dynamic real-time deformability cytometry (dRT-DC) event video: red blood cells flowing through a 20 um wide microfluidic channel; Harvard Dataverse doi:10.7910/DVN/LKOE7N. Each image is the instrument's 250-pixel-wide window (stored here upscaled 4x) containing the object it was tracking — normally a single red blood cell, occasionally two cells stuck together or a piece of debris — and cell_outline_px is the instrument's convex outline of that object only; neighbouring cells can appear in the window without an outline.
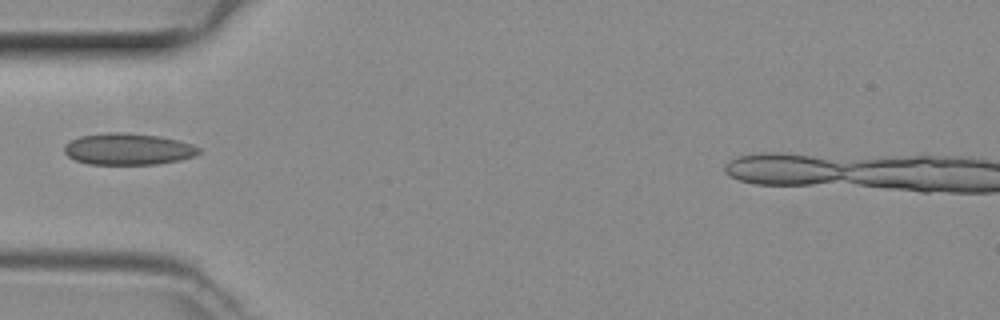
{"species": "common noctule bat (a hibernating species)", "species_latin": "Nyctalus noctula", "temperature_condition": "room temperature", "stored_images_in_passage": 28, "camera_frame_rate_fps": 3000, "um_per_image_px": 0.085, "animal": {"sex": "female", "body_mass_g": 29.2, "forearm_length_mm": 56.3}, "frame": {"image": 1, "passage_image": 1, "time_ms": 0.0, "image_size_px": [1000, 320], "cell_outline_px": [[200, 152], [196, 156], [180, 160], [156, 164], [88, 164], [76, 160], [68, 156], [64, 152], [64, 144], [80, 136], [108, 132], [120, 132], [160, 136], [192, 144], [200, 148]], "centroid_in_image_um": [10.89, 12.67], "position_along_channel_um": 74.1, "area_um2": 24.74}}
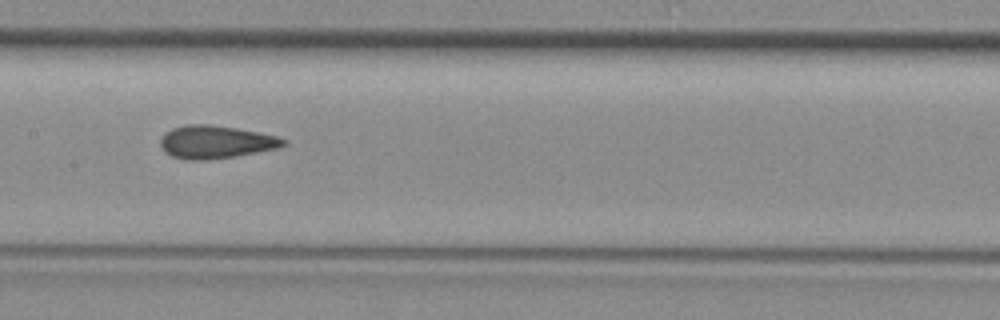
{"frame": {"image": 2, "passage_image": 9, "time_ms": 2.667, "image_size_px": [1000, 320], "cell_outline_px": [[288, 144], [276, 148], [236, 156], [204, 160], [184, 160], [172, 156], [164, 152], [160, 144], [160, 140], [172, 128], [188, 124], [208, 124], [236, 128], [276, 136], [288, 140]], "centroid_in_image_um": [18.33, 12.08], "position_along_channel_um": 189.1, "area_um2": 23.41}}
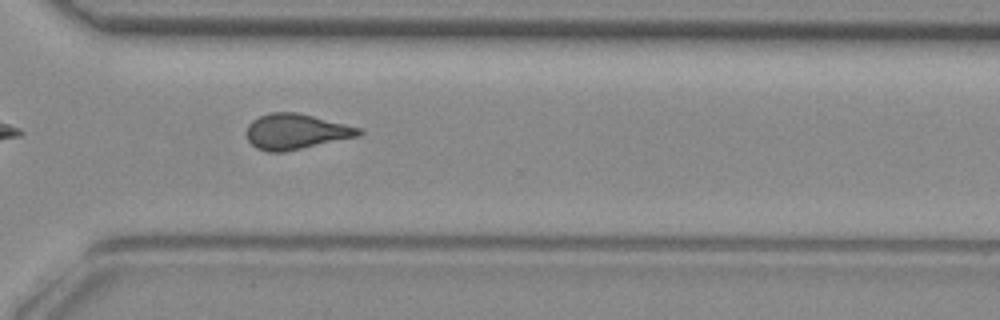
{"frame": {"image": 3, "passage_image": 20, "time_ms": 6.333, "image_size_px": [1000, 320], "cell_outline_px": [[364, 132], [360, 136], [284, 152], [268, 152], [256, 148], [248, 140], [244, 132], [248, 124], [252, 120], [260, 116], [272, 112], [296, 112], [360, 128]], "centroid_in_image_um": [25.11, 11.19], "position_along_channel_um": 345.5, "area_um2": 23.18}}